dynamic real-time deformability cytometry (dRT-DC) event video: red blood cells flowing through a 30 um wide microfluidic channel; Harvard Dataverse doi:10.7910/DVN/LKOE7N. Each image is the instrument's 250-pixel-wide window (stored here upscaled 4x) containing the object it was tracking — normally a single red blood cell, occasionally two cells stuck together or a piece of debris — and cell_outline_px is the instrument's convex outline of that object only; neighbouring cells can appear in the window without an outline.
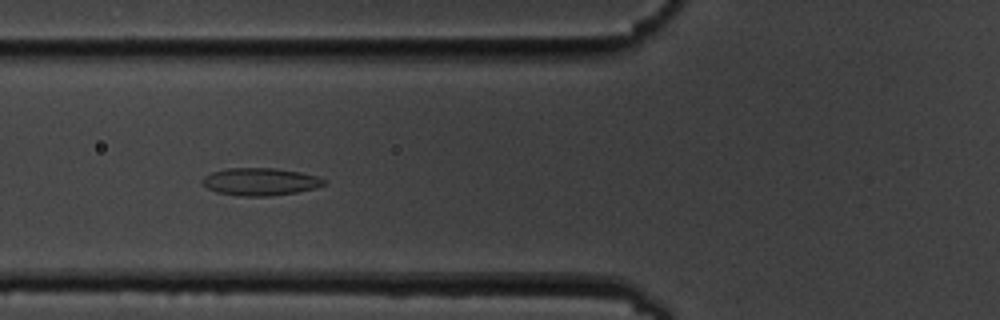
{"species": "common noctule bat (a hibernating species)", "species_latin": "Nyctalus noctula", "temperature_condition": "cold", "stored_images_in_passage": 7, "camera_frame_rate_fps": 3000, "um_per_image_px": 0.085, "animal": {"sex": "male", "body_mass_g": 19.5, "forearm_length_mm": 54.6}, "frame": {"image": 1, "passage_image": 6, "time_ms": 5.667, "image_size_px": [1000, 320], "cell_outline_px": [[328, 180], [324, 184], [316, 188], [296, 192], [272, 196], [240, 196], [216, 192], [208, 188], [200, 180], [204, 176], [212, 172], [228, 168], [276, 168], [300, 172], [316, 176]], "centroid_in_image_um": [22.12, 15.44], "position_along_channel_um": 103.7, "area_um2": 19.54}}
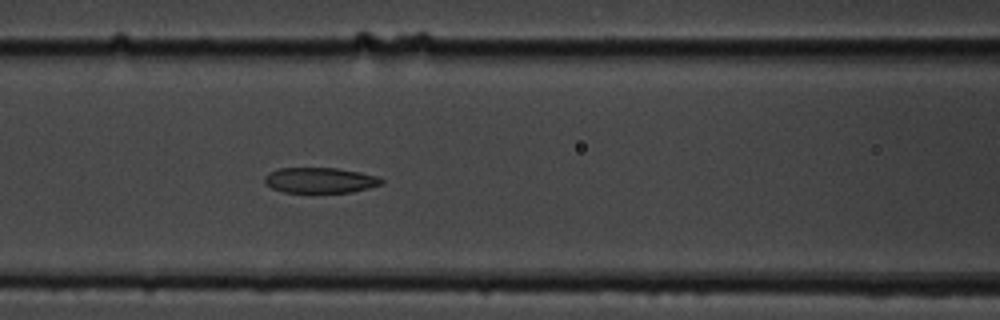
{"frame": {"image": 2, "passage_image": 7, "time_ms": 6.667, "image_size_px": [1000, 320], "cell_outline_px": [[384, 180], [380, 184], [368, 188], [352, 192], [284, 192], [272, 188], [264, 180], [264, 176], [268, 172], [276, 168], [336, 168], [360, 172], [380, 176]], "centroid_in_image_um": [27.2, 15.31], "position_along_channel_um": 139.4, "area_um2": 17.34}}